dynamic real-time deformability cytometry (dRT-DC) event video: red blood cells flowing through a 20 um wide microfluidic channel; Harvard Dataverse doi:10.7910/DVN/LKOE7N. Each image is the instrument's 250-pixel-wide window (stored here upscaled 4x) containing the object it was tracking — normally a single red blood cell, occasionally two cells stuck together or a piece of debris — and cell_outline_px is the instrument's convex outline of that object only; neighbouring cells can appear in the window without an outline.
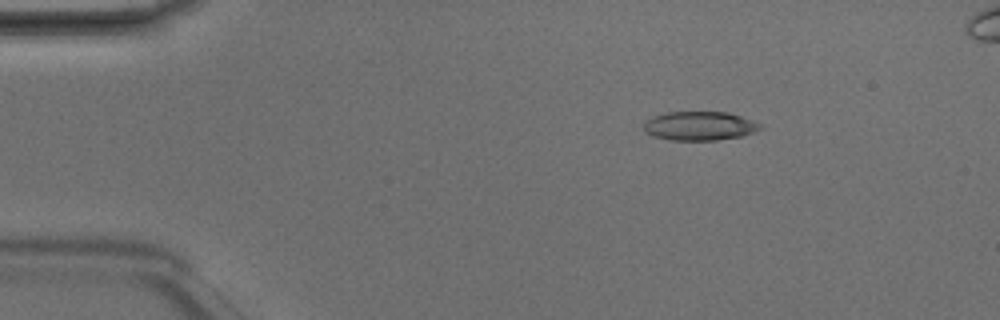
{"species": "Egyptian fruit bat (a non-hibernating species)", "species_latin": "Rousettus aegyptiacus", "temperature_condition": "room temperature", "stored_images_in_passage": 4, "camera_frame_rate_fps": 3000, "um_per_image_px": 0.085, "animal": {"sex": "male"}, "frame": {"image": 1, "passage_image": 1, "time_ms": 0.0, "image_size_px": [1000, 320], "cell_outline_px": [[764, 128], [756, 132], [740, 136], [716, 140], [668, 140], [652, 136], [644, 132], [644, 124], [652, 116], [668, 112], [728, 112], [764, 124]], "centroid_in_image_um": [59.49, 10.71], "position_along_channel_um": 25.5, "area_um2": 19.83}}